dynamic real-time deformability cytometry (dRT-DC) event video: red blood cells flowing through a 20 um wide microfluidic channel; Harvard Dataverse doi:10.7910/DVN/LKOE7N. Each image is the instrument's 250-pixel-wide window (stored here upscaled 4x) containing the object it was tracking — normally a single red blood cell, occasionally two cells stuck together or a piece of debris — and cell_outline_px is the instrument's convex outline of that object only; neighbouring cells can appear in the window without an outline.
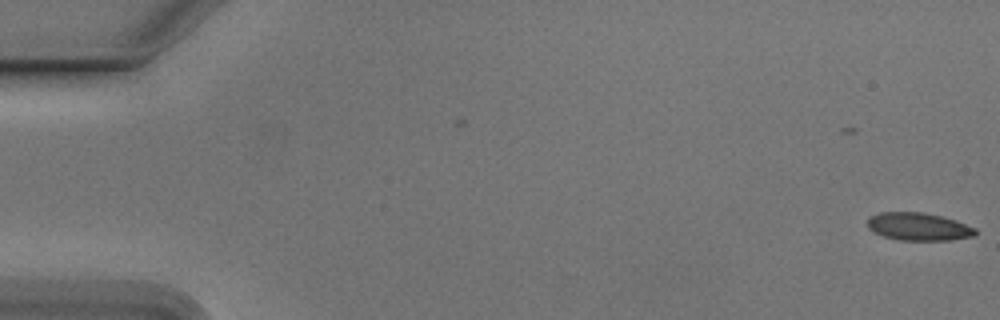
{"species": "Egyptian fruit bat (a non-hibernating species)", "species_latin": "Rousettus aegyptiacus", "temperature_condition": "cold", "stored_images_in_passage": 51, "camera_frame_rate_fps": 3000, "um_per_image_px": 0.085, "animal": {"sex": "male"}, "frame": {"image": 1, "passage_image": 1, "time_ms": 0.0, "image_size_px": [1000, 320], "cell_outline_px": [[976, 236], [952, 240], [900, 240], [884, 236], [872, 232], [868, 228], [868, 216], [880, 212], [924, 212], [956, 220], [976, 228]], "centroid_in_image_um": [78.07, 19.26], "position_along_channel_um": 6.9, "area_um2": 17.63}}
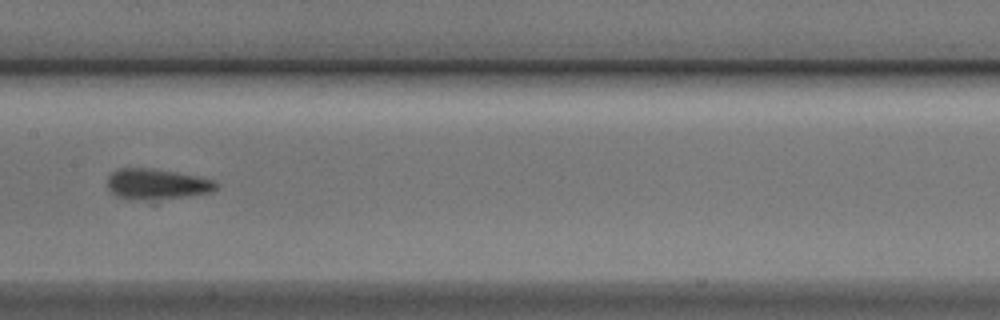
{"frame": {"image": 2, "passage_image": 28, "time_ms": 9.0, "image_size_px": [1000, 320], "cell_outline_px": [[220, 184], [212, 192], [184, 196], [144, 200], [128, 200], [116, 196], [108, 188], [108, 176], [112, 172], [120, 168], [148, 168], [176, 172], [196, 176], [212, 180]], "centroid_in_image_um": [13.29, 15.65], "position_along_channel_um": 194.1, "area_um2": 19.25}}
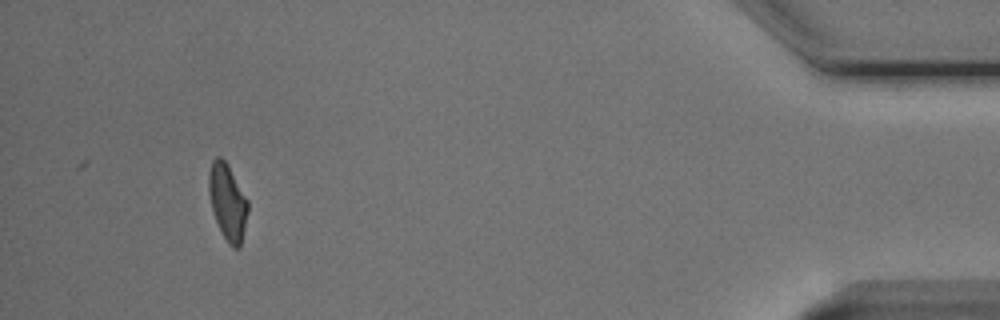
{"frame": {"image": 3, "passage_image": 51, "time_ms": 16.667, "image_size_px": [1000, 320], "cell_outline_px": [[248, 212], [240, 248], [232, 248], [228, 244], [216, 220], [212, 208], [208, 192], [208, 176], [212, 160], [216, 156], [220, 156], [228, 164], [248, 200]], "centroid_in_image_um": [19.35, 17.15], "position_along_channel_um": 415.9, "area_um2": 17.34}, "authors_computed_cell_mechanics": {"area_um2": 18.4382, "velocity_mm_per_s": 3.7847, "shape_relaxation_time_tau1_ms": 7.7512, "shape_relaxation_time_tau2_ms": 2.6999, "deformation_change_tau1": 0.1544, "deformation_change_tau2": 0.0717}}